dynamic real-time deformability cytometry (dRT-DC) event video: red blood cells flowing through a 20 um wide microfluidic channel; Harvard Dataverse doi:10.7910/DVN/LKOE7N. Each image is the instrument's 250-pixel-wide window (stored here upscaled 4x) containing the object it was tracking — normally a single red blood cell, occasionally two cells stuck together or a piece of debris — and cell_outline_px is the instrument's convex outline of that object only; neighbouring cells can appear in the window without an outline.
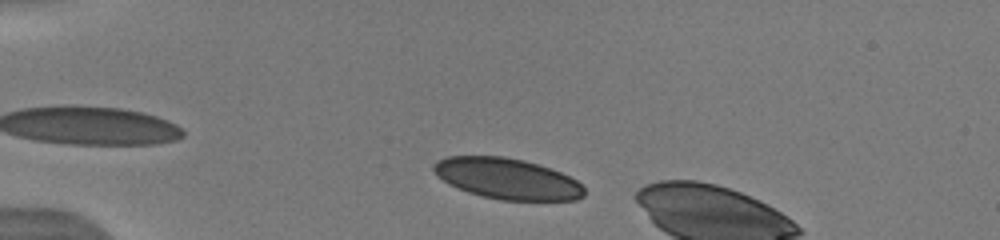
{"species": "human", "species_latin": "Homo sapiens", "temperature_condition": "warm", "stored_images_in_passage": 3, "camera_frame_rate_fps": 3000, "um_per_image_px": 0.085, "donor": {"sex": "male"}, "frame": {"image": 1, "passage_image": 1, "time_ms": 0.0, "image_size_px": [1000, 240], "cell_outline_px": [[584, 196], [576, 200], [500, 200], [468, 192], [448, 184], [432, 168], [432, 164], [436, 160], [448, 156], [504, 156], [524, 160], [560, 172], [576, 180], [584, 188]], "centroid_in_image_um": [43.1, 15.18], "position_along_channel_um": 41.9, "area_um2": 35.6}}